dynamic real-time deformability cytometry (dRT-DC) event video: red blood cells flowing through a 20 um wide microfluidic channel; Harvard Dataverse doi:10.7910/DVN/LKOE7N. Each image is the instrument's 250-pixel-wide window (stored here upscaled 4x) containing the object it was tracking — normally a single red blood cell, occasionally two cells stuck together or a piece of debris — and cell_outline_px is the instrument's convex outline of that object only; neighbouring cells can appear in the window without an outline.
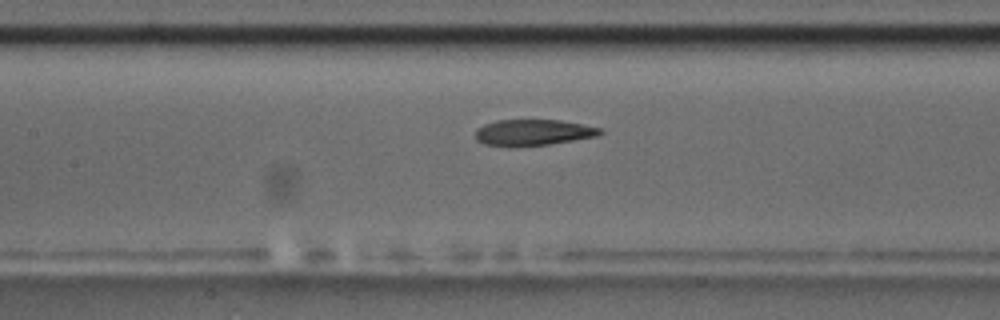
{"species": "common noctule bat (a hibernating species)", "species_latin": "Nyctalus noctula", "temperature_condition": "room temperature", "stored_images_in_passage": 41, "camera_frame_rate_fps": 3000, "um_per_image_px": 0.085, "animal": {"sex": "male", "body_mass_g": 17.5, "forearm_length_mm": 52.3}, "frame": {"image": 1, "passage_image": 12, "time_ms": 3.667, "image_size_px": [1000, 320], "cell_outline_px": [[604, 132], [600, 136], [548, 144], [512, 148], [508, 148], [484, 144], [476, 140], [476, 128], [484, 124], [496, 120], [560, 120], [600, 128]], "centroid_in_image_um": [45.27, 11.28], "position_along_channel_um": 162.1, "area_um2": 19.31}, "authors_computed_cell_mechanics": {"area_um2": 20.519, "velocity_mm_per_s": 3.7098, "shape_relaxation_time_tau1_ms": 7.0951, "shape_relaxation_time_tau2_ms": 2.9835, "deformation_change_tau1": 0.2431, "deformation_change_tau2": 0.0764}}